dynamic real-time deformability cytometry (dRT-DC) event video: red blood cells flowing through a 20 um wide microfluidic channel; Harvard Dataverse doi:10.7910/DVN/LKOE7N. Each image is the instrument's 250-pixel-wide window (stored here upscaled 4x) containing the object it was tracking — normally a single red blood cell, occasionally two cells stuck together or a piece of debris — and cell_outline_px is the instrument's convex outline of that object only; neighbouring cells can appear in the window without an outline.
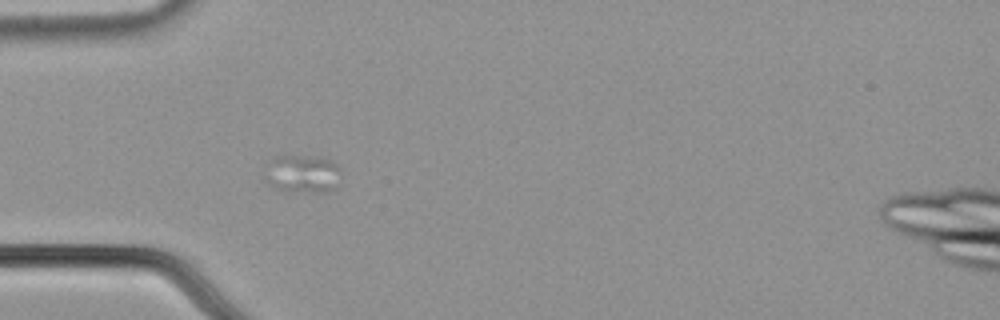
{"species": "common noctule bat (a hibernating species)", "species_latin": "Nyctalus noctula", "temperature_condition": "cold", "stored_images_in_passage": 57, "camera_frame_rate_fps": 3000, "um_per_image_px": 0.085, "animal": {"sex": "male", "body_mass_g": 21.5, "forearm_length_mm": 52.0}, "frame": {"image": 1, "passage_image": 17, "time_ms": 5.333, "image_size_px": [1000, 320], "cell_outline_px": [[340, 172], [336, 188], [328, 192], [288, 192], [276, 188], [268, 184], [264, 180], [264, 164], [276, 156], [320, 156], [332, 160], [340, 168]], "centroid_in_image_um": [25.67, 14.78], "position_along_channel_um": 59.3, "area_um2": 17.51}}
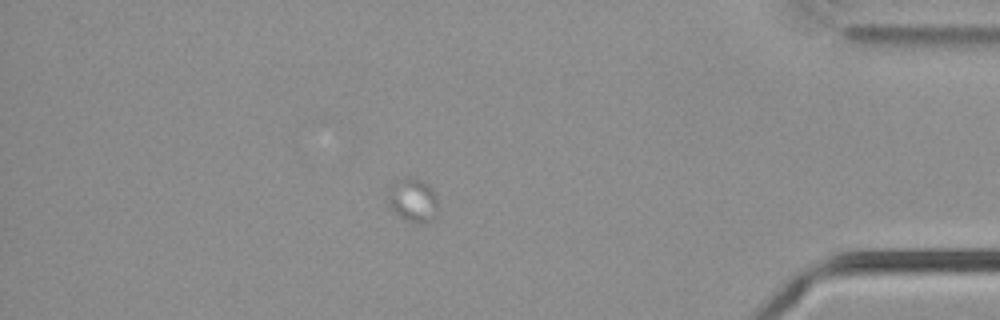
{"frame": {"image": 2, "passage_image": 49, "time_ms": 16.0, "image_size_px": [1000, 320], "cell_outline_px": [[440, 212], [432, 220], [424, 224], [416, 224], [400, 216], [388, 204], [388, 196], [396, 176], [408, 176], [420, 180], [428, 184], [436, 192]], "centroid_in_image_um": [35.16, 17.0], "position_along_channel_um": 400.0, "area_um2": 13.24}}
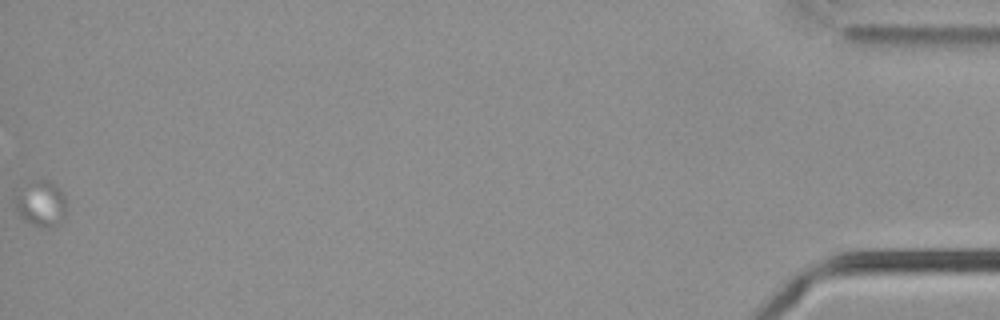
{"frame": {"image": 3, "passage_image": 57, "time_ms": 18.667, "image_size_px": [1000, 320], "cell_outline_px": [[64, 220], [60, 224], [48, 228], [32, 224], [24, 220], [16, 212], [12, 200], [12, 196], [16, 188], [40, 176], [48, 180], [60, 188], [64, 196]], "centroid_in_image_um": [3.39, 17.24], "position_along_channel_um": 431.8, "area_um2": 14.51}}